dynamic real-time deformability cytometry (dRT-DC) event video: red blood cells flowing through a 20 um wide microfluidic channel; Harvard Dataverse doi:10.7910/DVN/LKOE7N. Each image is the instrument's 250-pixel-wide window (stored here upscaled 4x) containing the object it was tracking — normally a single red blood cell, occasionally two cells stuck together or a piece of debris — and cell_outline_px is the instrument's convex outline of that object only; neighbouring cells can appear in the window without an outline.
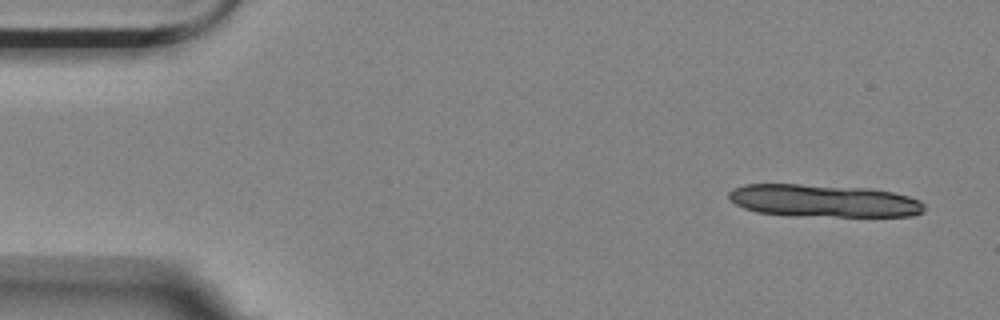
{"species": "Egyptian fruit bat (a non-hibernating species)", "species_latin": "Rousettus aegyptiacus", "temperature_condition": "room temperature", "stored_images_in_passage": 4, "camera_frame_rate_fps": 3000, "um_per_image_px": 0.085, "animal": {"sex": "female"}, "frame": {"image": 1, "passage_image": 1, "time_ms": 0.0, "image_size_px": [1000, 320], "cell_outline_px": [[924, 212], [912, 216], [792, 216], [756, 212], [744, 208], [736, 204], [728, 196], [728, 192], [732, 188], [744, 184], [800, 184], [868, 188], [892, 192], [908, 196], [920, 200], [924, 204]], "centroid_in_image_um": [69.99, 17.07], "position_along_channel_um": 15.0, "area_um2": 37.34}}
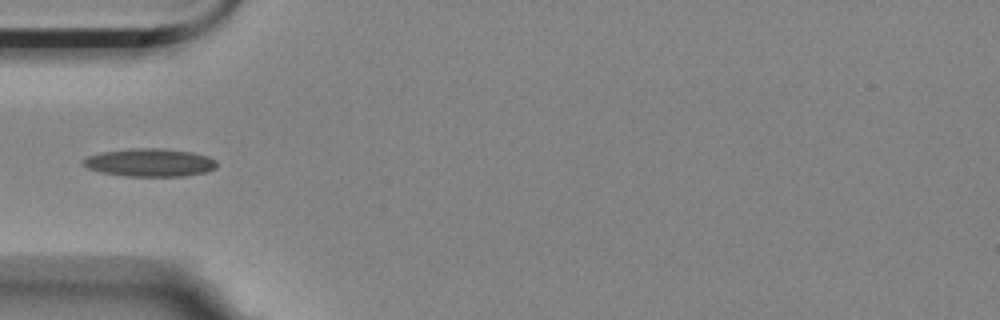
{"frame": {"image": 2, "passage_image": 4, "time_ms": 1.0, "image_size_px": [1000, 320], "cell_outline_px": [[216, 168], [208, 172], [184, 176], [124, 176], [100, 172], [88, 168], [80, 164], [88, 156], [100, 152], [132, 148], [160, 148], [192, 152], [208, 156], [216, 160]], "centroid_in_image_um": [12.74, 13.82], "position_along_channel_um": 72.3, "area_um2": 21.96}}